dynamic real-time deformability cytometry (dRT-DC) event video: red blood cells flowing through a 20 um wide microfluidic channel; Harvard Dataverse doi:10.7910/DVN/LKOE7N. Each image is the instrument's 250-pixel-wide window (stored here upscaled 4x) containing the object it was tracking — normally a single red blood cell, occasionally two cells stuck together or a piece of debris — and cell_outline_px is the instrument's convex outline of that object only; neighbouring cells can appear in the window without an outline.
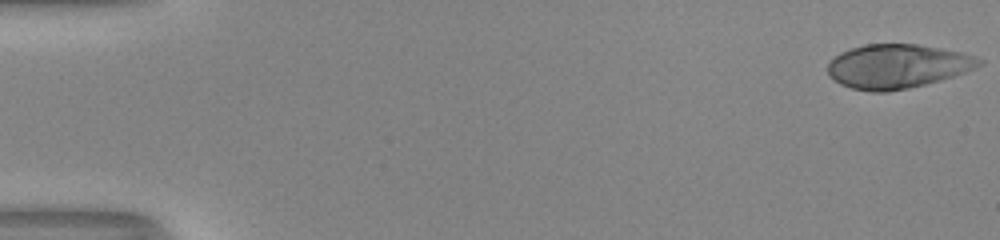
{"species": "human", "species_latin": "Homo sapiens", "temperature_condition": "room temperature", "stored_images_in_passage": 52, "camera_frame_rate_fps": 3000, "um_per_image_px": 0.085, "donor": {"sex": "male"}, "frame": {"image": 1, "passage_image": 1, "time_ms": 0.0, "image_size_px": [1000, 240], "cell_outline_px": [[984, 60], [980, 64], [964, 72], [952, 76], [924, 84], [908, 88], [888, 92], [872, 92], [852, 88], [840, 84], [828, 76], [828, 64], [840, 52], [852, 48], [868, 44], [916, 44], [960, 52]], "centroid_in_image_um": [76.22, 5.64], "position_along_channel_um": 8.8, "area_um2": 38.32}}
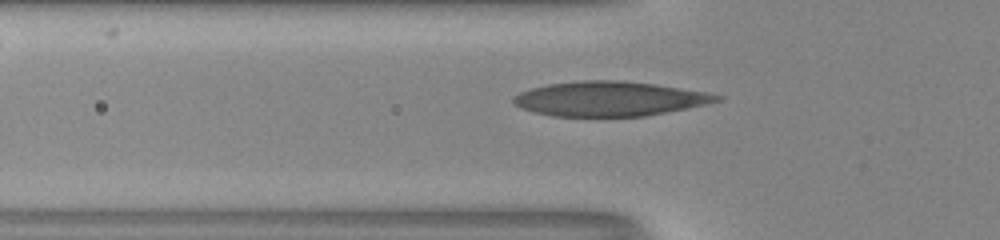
{"frame": {"image": 2, "passage_image": 19, "time_ms": 6.0, "image_size_px": [1000, 240], "cell_outline_px": [[724, 96], [720, 100], [704, 104], [644, 116], [552, 116], [520, 108], [512, 100], [512, 96], [520, 92], [532, 88], [548, 84], [580, 80], [620, 80], [656, 84], [704, 92]], "centroid_in_image_um": [51.75, 8.38], "position_along_channel_um": 74.1, "area_um2": 40.63}}
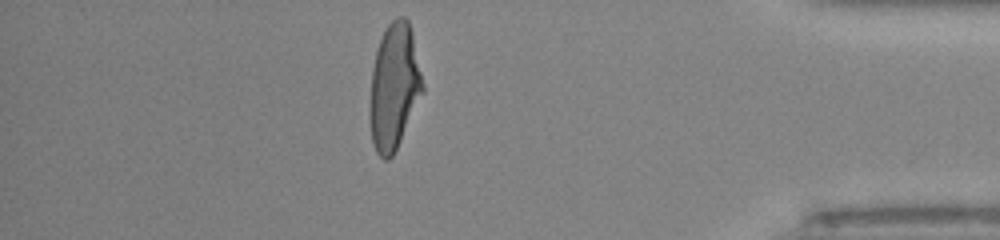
{"frame": {"image": 3, "passage_image": 46, "time_ms": 15.0, "image_size_px": [1000, 240], "cell_outline_px": [[424, 92], [392, 156], [388, 160], [384, 160], [376, 152], [372, 144], [368, 116], [368, 108], [372, 72], [376, 48], [388, 24], [396, 16], [404, 16], [408, 20], [412, 32], [424, 84]], "centroid_in_image_um": [33.48, 7.38], "position_along_channel_um": 401.7, "area_um2": 39.07}, "authors_computed_cell_mechanics": {"area_um2": 39.1595, "velocity_mm_per_s": 4.0498, "shape_relaxation_time_tau1_ms": 5.5299, "shape_relaxation_time_tau2_ms": null, "deformation_change_tau1": 0.2618, "deformation_change_tau2": null}}